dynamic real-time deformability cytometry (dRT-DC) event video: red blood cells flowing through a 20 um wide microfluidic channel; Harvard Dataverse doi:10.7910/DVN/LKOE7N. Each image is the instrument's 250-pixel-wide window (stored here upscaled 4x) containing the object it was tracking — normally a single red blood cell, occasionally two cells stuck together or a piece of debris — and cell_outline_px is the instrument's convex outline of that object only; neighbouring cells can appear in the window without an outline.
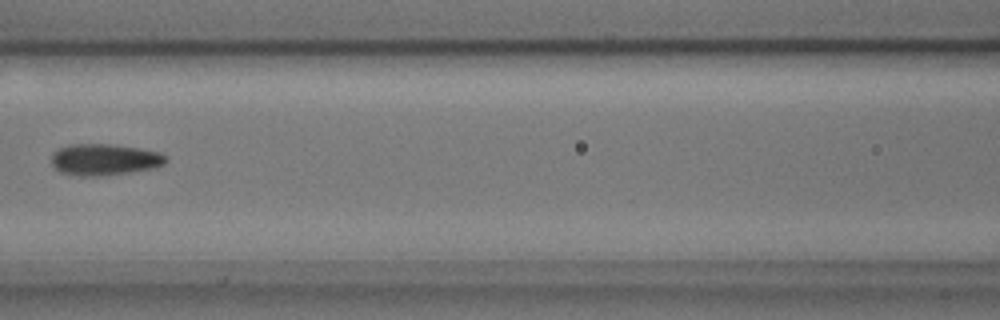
{"species": "common noctule bat (a hibernating species)", "species_latin": "Nyctalus noctula", "temperature_condition": "cold", "stored_images_in_passage": 8, "camera_frame_rate_fps": 3000, "um_per_image_px": 0.085, "animal": {"sex": "male", "body_mass_g": 17.9, "forearm_length_mm": 54.2}, "frame": {"image": 1, "passage_image": 6, "time_ms": 1.667, "image_size_px": [1000, 320], "cell_outline_px": [[168, 160], [164, 164], [152, 168], [128, 172], [96, 176], [84, 176], [60, 172], [52, 164], [52, 152], [60, 148], [72, 144], [108, 144], [136, 148], [160, 152], [168, 156]], "centroid_in_image_um": [8.89, 13.55], "position_along_channel_um": 157.7, "area_um2": 20.69}}
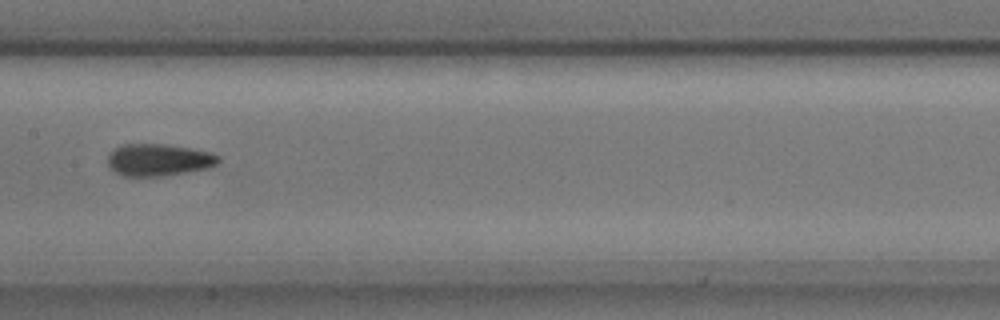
{"frame": {"image": 2, "passage_image": 7, "time_ms": 2.0, "image_size_px": [1000, 320], "cell_outline_px": [[220, 160], [216, 164], [208, 168], [164, 176], [124, 176], [108, 168], [108, 156], [120, 144], [164, 144], [212, 152], [220, 156]], "centroid_in_image_um": [13.48, 13.59], "position_along_channel_um": 193.9, "area_um2": 20.69}}
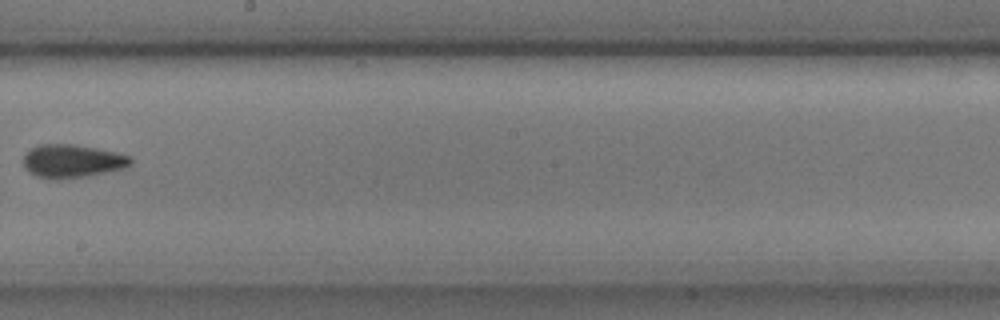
{"frame": {"image": 3, "passage_image": 8, "time_ms": 2.333, "image_size_px": [1000, 320], "cell_outline_px": [[132, 160], [124, 168], [88, 176], [60, 180], [48, 180], [36, 176], [28, 172], [24, 164], [24, 156], [32, 148], [40, 144], [76, 144], [116, 152], [132, 156]], "centroid_in_image_um": [6.12, 13.71], "position_along_channel_um": 242.1, "area_um2": 20.92}}